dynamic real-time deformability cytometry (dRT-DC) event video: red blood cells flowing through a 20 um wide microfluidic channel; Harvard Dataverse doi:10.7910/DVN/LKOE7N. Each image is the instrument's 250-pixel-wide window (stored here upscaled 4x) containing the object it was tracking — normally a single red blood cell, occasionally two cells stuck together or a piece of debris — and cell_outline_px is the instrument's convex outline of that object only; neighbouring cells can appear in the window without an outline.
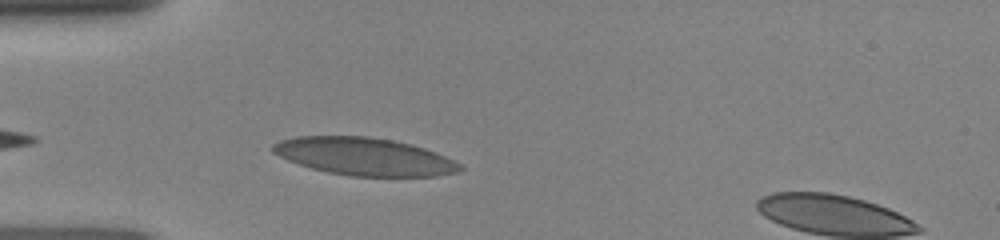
{"species": "human", "species_latin": "Homo sapiens", "temperature_condition": "room temperature", "stored_images_in_passage": 25, "camera_frame_rate_fps": 3000, "um_per_image_px": 0.085, "donor": {"sex": "female"}, "frame": {"image": 1, "passage_image": 2, "time_ms": 0.667, "image_size_px": [1000, 240], "cell_outline_px": [[464, 168], [460, 172], [436, 176], [348, 176], [328, 172], [312, 168], [288, 160], [272, 152], [272, 144], [280, 140], [296, 136], [368, 136], [392, 140], [412, 144], [436, 152], [464, 164]], "centroid_in_image_um": [31.02, 13.3], "position_along_channel_um": 54.0, "area_um2": 41.27}}
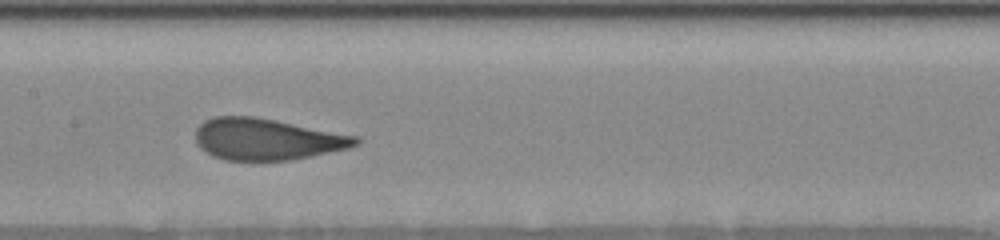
{"frame": {"image": 2, "passage_image": 10, "time_ms": 4.0, "image_size_px": [1000, 240], "cell_outline_px": [[360, 144], [348, 148], [312, 156], [292, 160], [224, 160], [212, 156], [200, 148], [196, 144], [196, 128], [204, 120], [212, 116], [256, 116], [360, 136]], "centroid_in_image_um": [22.69, 11.82], "position_along_channel_um": 184.7, "area_um2": 39.19}}
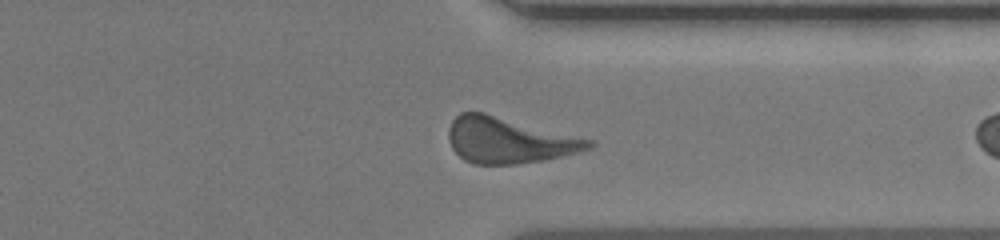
{"frame": {"image": 3, "passage_image": 24, "time_ms": 7.333, "image_size_px": [1000, 240], "cell_outline_px": [[596, 144], [592, 148], [544, 160], [516, 164], [472, 164], [464, 160], [452, 148], [448, 140], [448, 128], [452, 120], [460, 112], [484, 112], [596, 140]], "centroid_in_image_um": [43.27, 11.91], "position_along_channel_um": 368.1, "area_um2": 37.74}}